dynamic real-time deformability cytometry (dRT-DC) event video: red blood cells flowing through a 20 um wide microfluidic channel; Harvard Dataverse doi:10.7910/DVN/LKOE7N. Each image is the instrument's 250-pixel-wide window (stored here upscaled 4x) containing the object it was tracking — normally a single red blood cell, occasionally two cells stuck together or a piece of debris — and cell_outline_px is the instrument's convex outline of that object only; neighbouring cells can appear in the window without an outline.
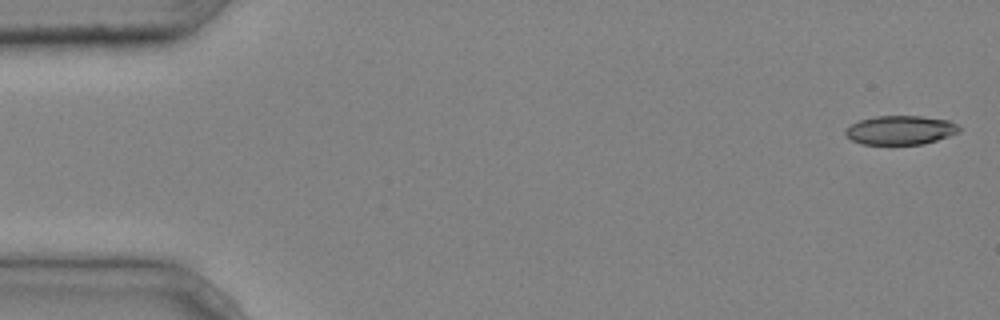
{"species": "common noctule bat (a hibernating species)", "species_latin": "Nyctalus noctula", "temperature_condition": "cold", "stored_images_in_passage": 5, "camera_frame_rate_fps": 3000, "um_per_image_px": 0.085, "animal": {"sex": "male", "body_mass_g": 20.4}, "frame": {"image": 1, "passage_image": 1, "time_ms": 0.0, "image_size_px": [1000, 320], "cell_outline_px": [[960, 132], [924, 144], [860, 144], [852, 140], [844, 132], [852, 124], [860, 120], [876, 116], [920, 116], [948, 120], [956, 124], [960, 128]], "centroid_in_image_um": [76.55, 11.06], "position_along_channel_um": 8.5, "area_um2": 19.02}}
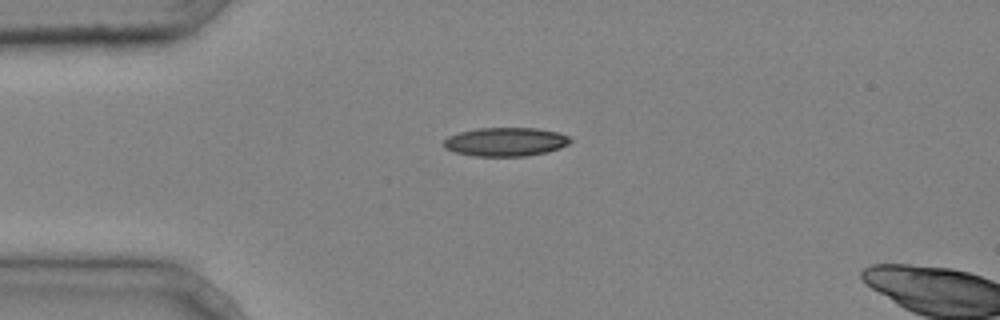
{"frame": {"image": 2, "passage_image": 4, "time_ms": 1.0, "image_size_px": [1000, 320], "cell_outline_px": [[572, 140], [568, 144], [560, 148], [548, 152], [528, 156], [472, 156], [456, 152], [444, 148], [444, 140], [448, 136], [460, 132], [480, 128], [536, 128], [560, 132], [568, 136]], "centroid_in_image_um": [43.0, 12.06], "position_along_channel_um": 42.0, "area_um2": 21.27}}